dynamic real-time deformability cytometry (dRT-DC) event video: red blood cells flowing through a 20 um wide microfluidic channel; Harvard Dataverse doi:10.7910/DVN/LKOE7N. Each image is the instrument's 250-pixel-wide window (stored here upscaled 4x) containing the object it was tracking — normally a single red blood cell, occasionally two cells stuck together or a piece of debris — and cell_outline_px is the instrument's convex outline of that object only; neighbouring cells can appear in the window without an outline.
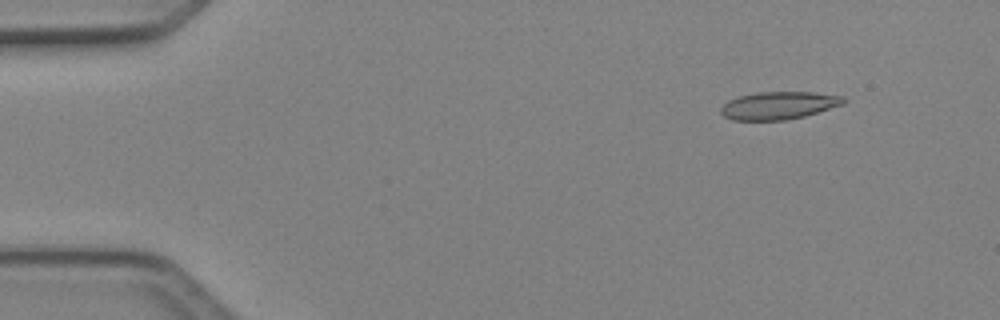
{"species": "Egyptian fruit bat (a non-hibernating species)", "species_latin": "Rousettus aegyptiacus", "temperature_condition": "cold", "stored_images_in_passage": 6, "camera_frame_rate_fps": 3000, "um_per_image_px": 0.085, "animal": {"sex": "female"}, "frame": {"image": 1, "passage_image": 2, "time_ms": 0.333, "image_size_px": [1000, 320], "cell_outline_px": [[844, 104], [804, 116], [784, 120], [732, 120], [724, 116], [720, 112], [720, 108], [728, 100], [740, 96], [756, 92], [816, 92], [844, 96]], "centroid_in_image_um": [66.18, 8.96], "position_along_channel_um": 18.8, "area_um2": 19.77}}
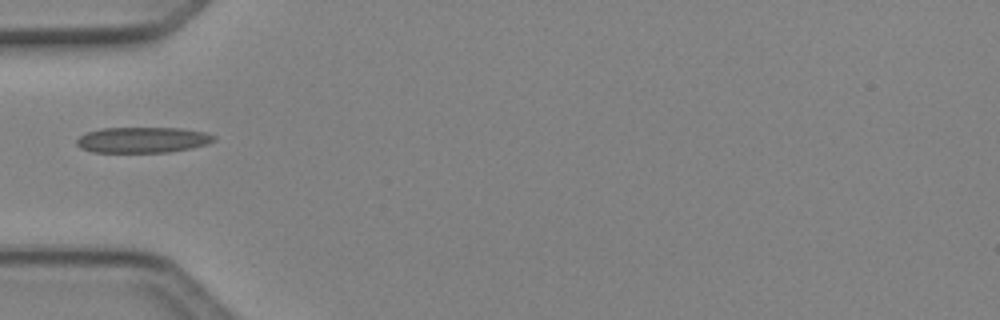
{"frame": {"image": 2, "passage_image": 5, "time_ms": 1.333, "image_size_px": [1000, 320], "cell_outline_px": [[216, 140], [208, 144], [192, 148], [168, 152], [92, 152], [80, 148], [76, 144], [76, 140], [80, 136], [88, 132], [100, 128], [184, 128], [204, 132], [216, 136]], "centroid_in_image_um": [12.14, 11.89], "position_along_channel_um": 72.9, "area_um2": 20.69}}
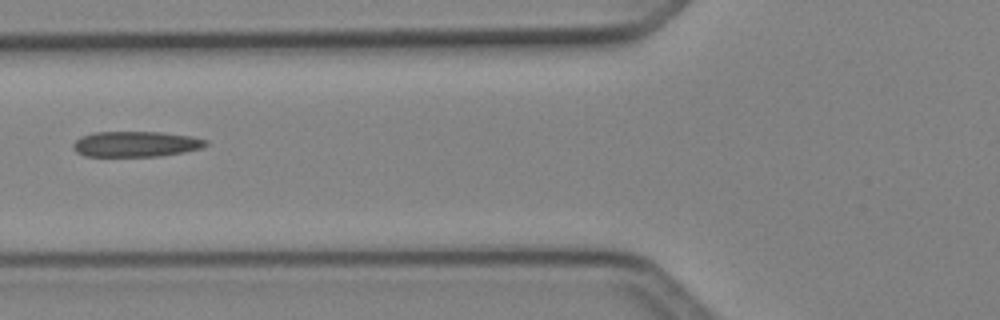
{"frame": {"image": 3, "passage_image": 6, "time_ms": 1.667, "image_size_px": [1000, 320], "cell_outline_px": [[208, 144], [200, 148], [184, 152], [160, 156], [84, 156], [76, 152], [72, 148], [72, 144], [80, 136], [92, 132], [160, 132], [192, 136], [208, 140]], "centroid_in_image_um": [11.52, 12.24], "position_along_channel_um": 114.3, "area_um2": 19.88}}